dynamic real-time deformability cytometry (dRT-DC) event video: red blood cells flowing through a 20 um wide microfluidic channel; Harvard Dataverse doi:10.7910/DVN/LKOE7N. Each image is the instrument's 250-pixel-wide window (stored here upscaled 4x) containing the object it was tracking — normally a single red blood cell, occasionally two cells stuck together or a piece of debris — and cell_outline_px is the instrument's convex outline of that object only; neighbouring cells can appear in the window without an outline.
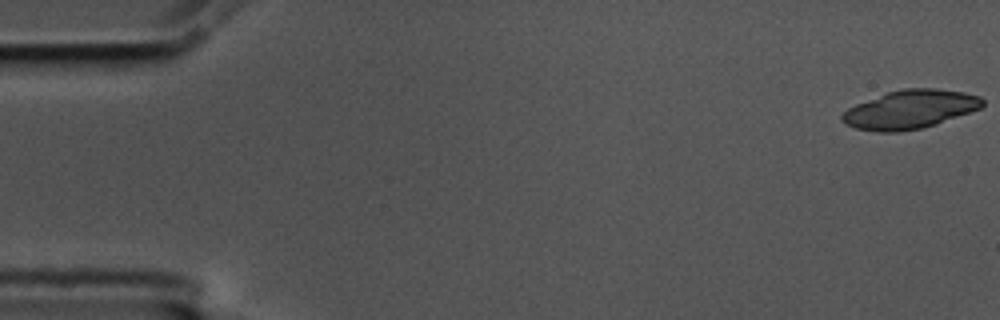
{"species": "common noctule bat (a hibernating species)", "species_latin": "Nyctalus noctula", "temperature_condition": "cold", "stored_images_in_passage": 19, "camera_frame_rate_fps": 3000, "um_per_image_px": 0.085, "animal": {"sex": "male", "body_mass_g": 17.5, "forearm_length_mm": 52.3}, "frame": {"image": 1, "passage_image": 1, "time_ms": 0.0, "image_size_px": [1000, 320], "cell_outline_px": [[984, 104], [980, 108], [936, 124], [920, 128], [900, 132], [876, 132], [856, 128], [840, 120], [840, 116], [848, 108], [856, 104], [888, 92], [904, 88], [936, 88], [964, 92], [980, 96], [984, 100]], "centroid_in_image_um": [77.35, 9.3], "position_along_channel_um": 7.6, "area_um2": 31.39}}